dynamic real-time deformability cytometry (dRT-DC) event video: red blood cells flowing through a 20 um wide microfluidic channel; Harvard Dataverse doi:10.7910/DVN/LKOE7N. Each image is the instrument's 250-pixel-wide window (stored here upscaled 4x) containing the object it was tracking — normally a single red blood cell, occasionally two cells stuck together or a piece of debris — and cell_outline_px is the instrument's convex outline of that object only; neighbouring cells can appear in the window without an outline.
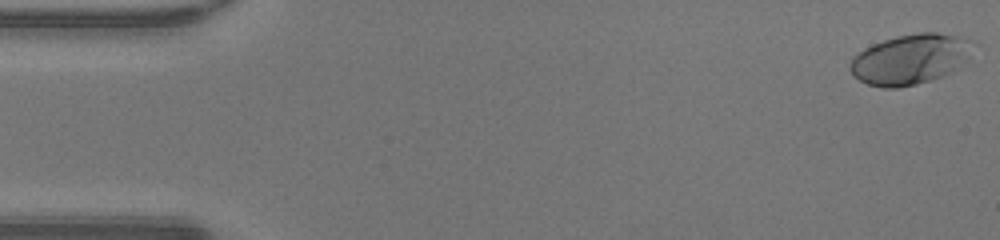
{"species": "human", "species_latin": "Homo sapiens", "temperature_condition": "warm", "stored_images_in_passage": 48, "camera_frame_rate_fps": 3000, "um_per_image_px": 0.085, "donor": {"sex": "male"}, "frame": {"image": 1, "passage_image": 1, "time_ms": 0.0, "image_size_px": [1000, 240], "cell_outline_px": [[972, 40], [968, 56], [952, 72], [916, 84], [896, 88], [884, 88], [868, 84], [860, 80], [848, 68], [852, 56], [864, 48], [872, 44], [896, 36], [920, 32], [936, 32], [956, 36]], "centroid_in_image_um": [77.3, 5.02], "position_along_channel_um": 7.7, "area_um2": 35.43}}
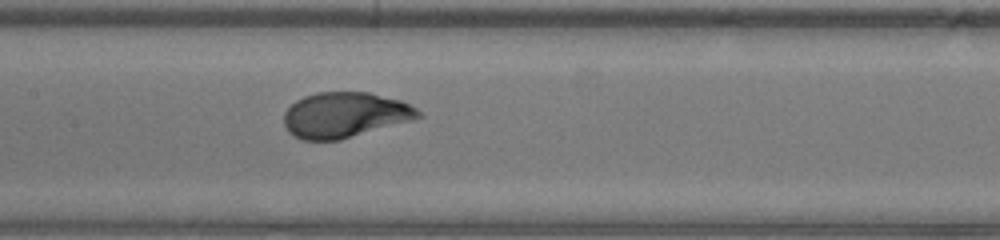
{"frame": {"image": 2, "passage_image": 23, "time_ms": 7.333, "image_size_px": [1000, 240], "cell_outline_px": [[424, 116], [412, 120], [340, 140], [300, 140], [292, 136], [288, 132], [284, 124], [284, 112], [296, 100], [304, 96], [316, 92], [368, 92], [400, 100], [416, 108]], "centroid_in_image_um": [29.28, 9.78], "position_along_channel_um": 178.1, "area_um2": 35.6}}
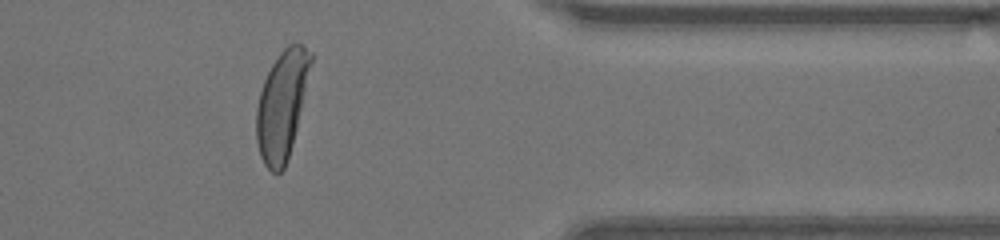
{"frame": {"image": 3, "passage_image": 39, "time_ms": 12.667, "image_size_px": [1000, 240], "cell_outline_px": [[312, 60], [296, 128], [288, 160], [284, 168], [280, 172], [272, 172], [264, 164], [260, 156], [256, 140], [256, 108], [260, 92], [264, 80], [272, 64], [280, 52], [288, 44], [304, 44], [312, 52]], "centroid_in_image_um": [23.94, 8.92], "position_along_channel_um": 387.5, "area_um2": 33.87}, "authors_computed_cell_mechanics": {"area_um2": 35.2002, "velocity_mm_per_s": 4.3206, "shape_relaxation_time_tau1_ms": 3.3073, "shape_relaxation_time_tau2_ms": null, "deformation_change_tau1": 0.2263, "deformation_change_tau2": null}}